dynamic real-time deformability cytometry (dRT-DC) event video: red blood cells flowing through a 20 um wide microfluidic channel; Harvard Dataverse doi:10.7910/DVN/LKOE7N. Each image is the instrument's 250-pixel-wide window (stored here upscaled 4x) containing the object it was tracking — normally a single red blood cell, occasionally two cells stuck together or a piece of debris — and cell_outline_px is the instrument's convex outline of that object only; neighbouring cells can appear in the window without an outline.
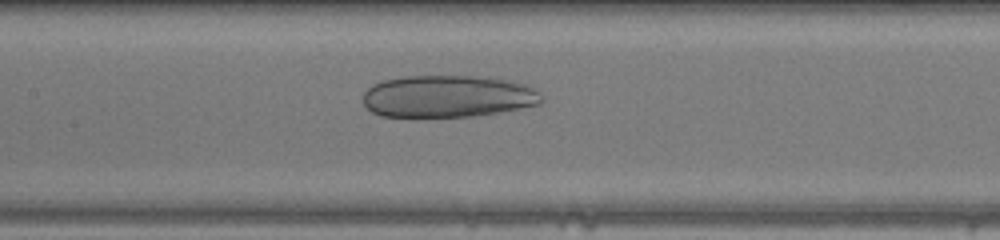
{"species": "human", "species_latin": "Homo sapiens", "temperature_condition": "warm", "stored_images_in_passage": 46, "camera_frame_rate_fps": 3000, "um_per_image_px": 0.085, "donor": {"sex": "male"}, "frame": {"image": 1, "passage_image": 21, "time_ms": 6.667, "image_size_px": [1000, 240], "cell_outline_px": [[544, 100], [540, 104], [500, 112], [472, 116], [380, 116], [372, 112], [364, 104], [364, 92], [372, 84], [384, 80], [404, 76], [488, 76], [512, 80], [528, 84], [540, 92]], "centroid_in_image_um": [38.12, 8.17], "position_along_channel_um": 169.3, "area_um2": 44.16}}
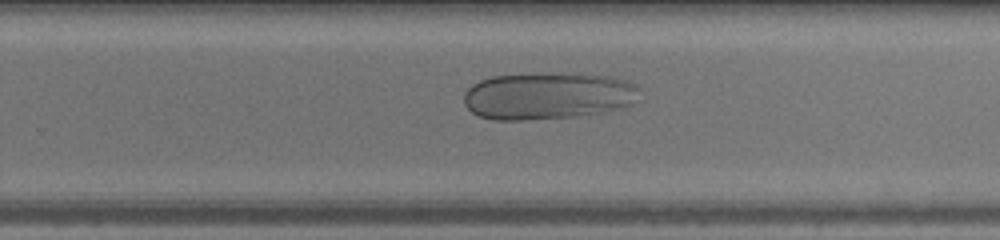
{"frame": {"image": 2, "passage_image": 29, "time_ms": 9.333, "image_size_px": [1000, 240], "cell_outline_px": [[636, 88], [632, 104], [624, 108], [604, 112], [576, 116], [520, 120], [492, 120], [480, 116], [472, 112], [464, 104], [464, 92], [472, 84], [480, 80], [492, 76], [612, 76], [636, 84]], "centroid_in_image_um": [46.5, 8.2], "position_along_channel_um": 283.3, "area_um2": 46.59}}
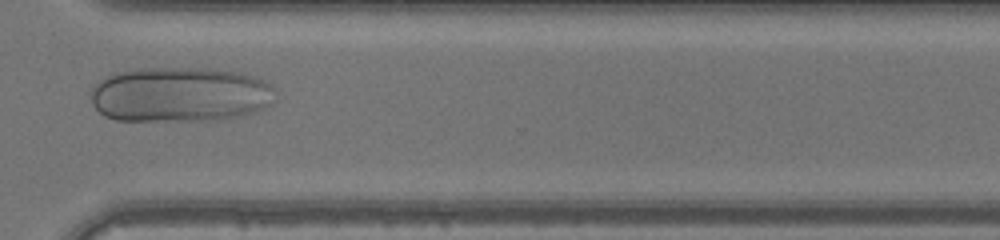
{"frame": {"image": 3, "passage_image": 34, "time_ms": 11.0, "image_size_px": [1000, 240], "cell_outline_px": [[276, 100], [272, 104], [256, 112], [236, 116], [208, 120], [116, 120], [104, 116], [92, 104], [92, 84], [96, 80], [112, 72], [140, 68], [208, 68], [240, 72], [256, 76], [264, 80], [276, 88]], "centroid_in_image_um": [15.31, 8.01], "position_along_channel_um": 355.3, "area_um2": 60.05}}